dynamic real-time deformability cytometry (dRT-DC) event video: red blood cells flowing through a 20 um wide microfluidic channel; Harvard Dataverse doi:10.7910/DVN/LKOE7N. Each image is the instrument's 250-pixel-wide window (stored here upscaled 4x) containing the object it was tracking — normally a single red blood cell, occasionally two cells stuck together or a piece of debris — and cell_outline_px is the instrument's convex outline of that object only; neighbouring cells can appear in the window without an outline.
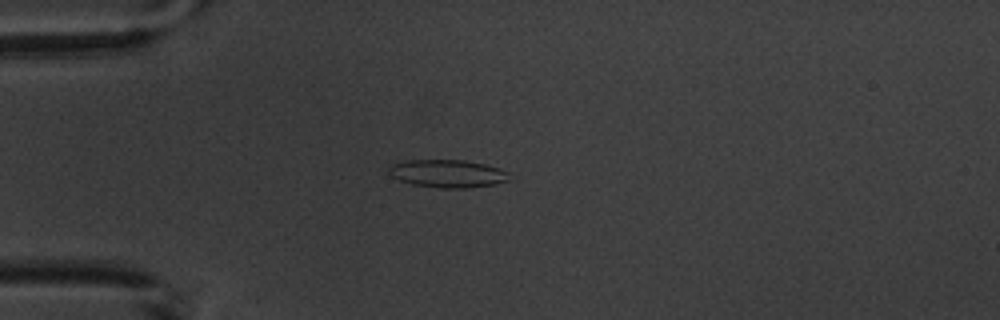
{"species": "common noctule bat (a hibernating species)", "species_latin": "Nyctalus noctula", "temperature_condition": "warm", "stored_images_in_passage": 5, "camera_frame_rate_fps": 3000, "um_per_image_px": 0.085, "animal": {"sex": "male", "body_mass_g": 20.1, "forearm_length_mm": 53.5}, "frame": {"image": 1, "passage_image": 4, "time_ms": 4.333, "image_size_px": [1000, 320], "cell_outline_px": [[508, 180], [496, 184], [468, 188], [440, 188], [412, 184], [400, 180], [392, 176], [388, 172], [388, 168], [392, 164], [408, 160], [464, 160], [484, 164], [500, 168], [508, 172]], "centroid_in_image_um": [38.05, 14.75], "position_along_channel_um": 47.0, "area_um2": 19.48}}
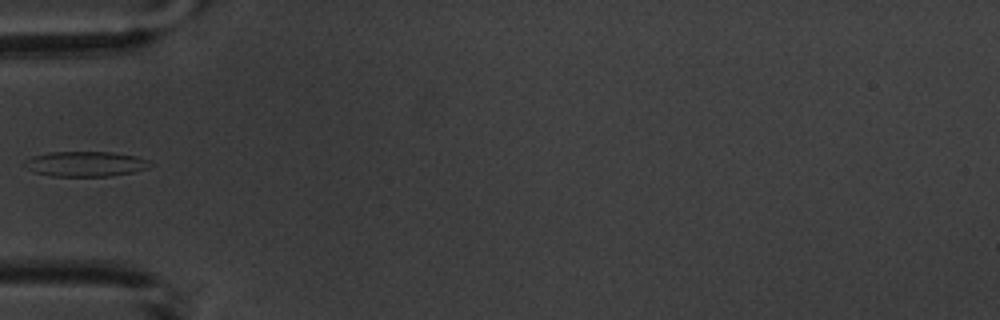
{"frame": {"image": 2, "passage_image": 5, "time_ms": 5.667, "image_size_px": [1000, 320], "cell_outline_px": [[152, 164], [148, 168], [132, 172], [108, 176], [52, 176], [36, 172], [28, 168], [24, 164], [24, 160], [32, 156], [48, 152], [112, 152], [136, 156], [148, 160]], "centroid_in_image_um": [7.26, 13.92], "position_along_channel_um": 77.7, "area_um2": 18.26}}